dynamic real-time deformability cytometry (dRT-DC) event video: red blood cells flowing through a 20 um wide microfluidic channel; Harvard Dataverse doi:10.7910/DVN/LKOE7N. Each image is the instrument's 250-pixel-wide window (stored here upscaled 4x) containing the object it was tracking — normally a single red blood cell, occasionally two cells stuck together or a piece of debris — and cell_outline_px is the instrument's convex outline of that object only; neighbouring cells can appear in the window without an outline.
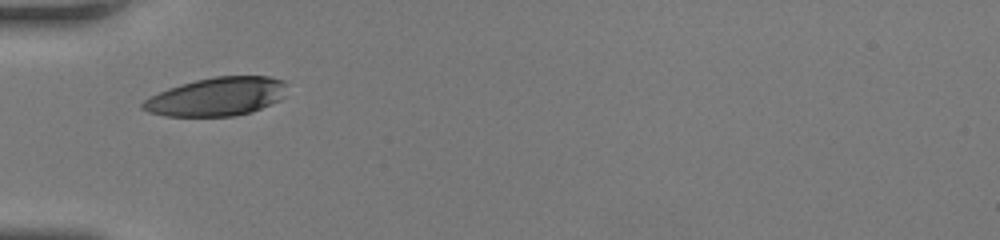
{"species": "human", "species_latin": "Homo sapiens", "temperature_condition": "room temperature", "stored_images_in_passage": 32, "camera_frame_rate_fps": 3000, "um_per_image_px": 0.085, "donor": {"sex": "female"}, "frame": {"image": 1, "passage_image": 1, "time_ms": 0.0, "image_size_px": [1000, 240], "cell_outline_px": [[284, 84], [280, 100], [252, 112], [236, 116], [164, 116], [148, 112], [140, 108], [140, 104], [144, 100], [168, 88], [180, 84], [196, 80], [216, 76], [268, 76], [284, 80]], "centroid_in_image_um": [18.38, 8.22], "position_along_channel_um": 66.6, "area_um2": 32.14}}
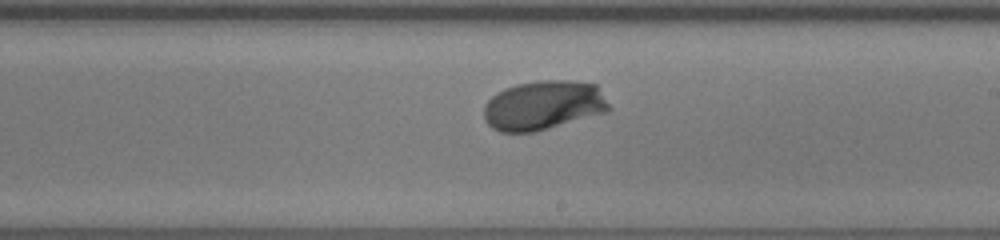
{"frame": {"image": 2, "passage_image": 16, "time_ms": 5.0, "image_size_px": [1000, 240], "cell_outline_px": [[612, 108], [608, 112], [548, 128], [532, 132], [500, 132], [492, 128], [484, 120], [484, 104], [492, 96], [504, 88], [516, 84], [540, 80], [572, 80], [596, 84]], "centroid_in_image_um": [46.19, 8.94], "position_along_channel_um": 242.8, "area_um2": 36.18}}
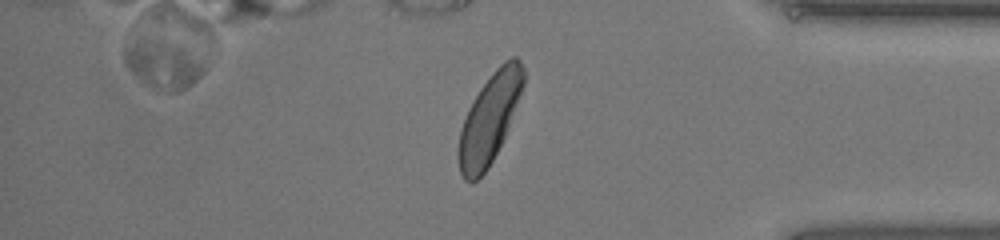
{"frame": {"image": 3, "passage_image": 28, "time_ms": 9.0, "image_size_px": [1000, 240], "cell_outline_px": [[524, 84], [504, 136], [488, 168], [472, 184], [464, 180], [460, 172], [456, 156], [456, 152], [460, 128], [468, 108], [480, 88], [492, 72], [504, 60], [512, 56], [516, 56], [520, 60], [524, 68]], "centroid_in_image_um": [41.56, 10.09], "position_along_channel_um": 393.6, "area_um2": 33.64}, "authors_computed_cell_mechanics": {"area_um2": 34.102, "velocity_mm_per_s": 4.0376, "shape_relaxation_time_tau1_ms": 3.5949, "shape_relaxation_time_tau2_ms": null, "deformation_change_tau1": 0.171, "deformation_change_tau2": null}}